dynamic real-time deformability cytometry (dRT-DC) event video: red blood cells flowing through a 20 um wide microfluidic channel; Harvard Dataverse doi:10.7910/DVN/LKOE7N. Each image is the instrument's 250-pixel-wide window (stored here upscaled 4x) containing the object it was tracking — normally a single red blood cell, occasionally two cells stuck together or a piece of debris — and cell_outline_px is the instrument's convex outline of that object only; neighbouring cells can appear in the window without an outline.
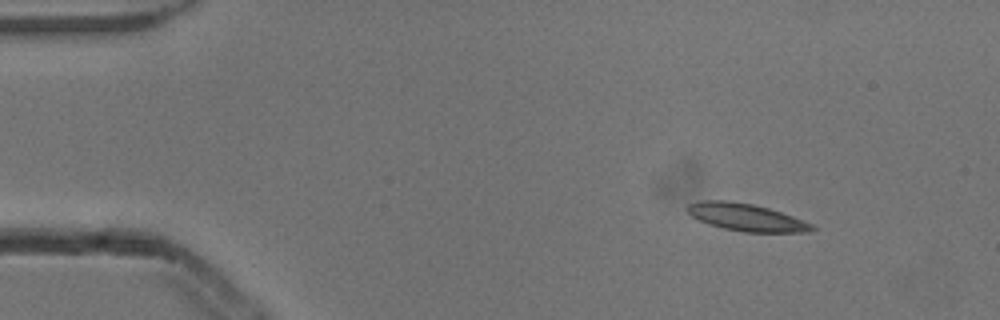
{"species": "common noctule bat (a hibernating species)", "species_latin": "Nyctalus noctula", "temperature_condition": "cold", "stored_images_in_passage": 5, "camera_frame_rate_fps": 3000, "um_per_image_px": 0.085, "animal": {"sex": "male", "body_mass_g": 13.3}, "frame": {"image": 1, "passage_image": 1, "time_ms": 0.0, "image_size_px": [1000, 320], "cell_outline_px": [[816, 228], [808, 232], [744, 232], [724, 228], [708, 224], [692, 216], [688, 212], [688, 204], [704, 200], [728, 200], [752, 204], [768, 208], [792, 216], [812, 224]], "centroid_in_image_um": [63.43, 18.47], "position_along_channel_um": 21.6, "area_um2": 19.59}}
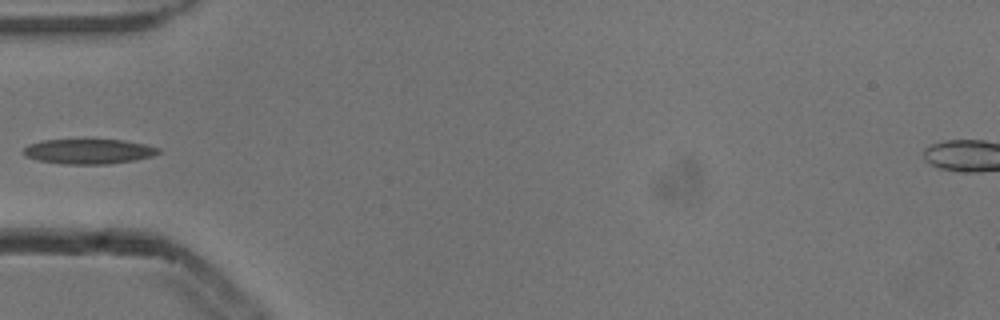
{"frame": {"image": 2, "passage_image": 4, "time_ms": 1.0, "image_size_px": [1000, 320], "cell_outline_px": [[160, 152], [152, 156], [136, 160], [108, 164], [68, 164], [40, 160], [24, 156], [24, 148], [28, 144], [44, 140], [124, 140], [144, 144], [160, 148]], "centroid_in_image_um": [7.56, 12.87], "position_along_channel_um": 77.4, "area_um2": 19.42}}
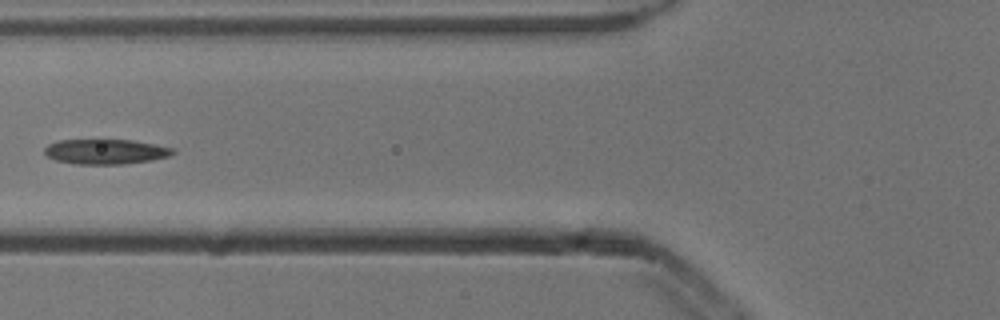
{"frame": {"image": 3, "passage_image": 5, "time_ms": 1.333, "image_size_px": [1000, 320], "cell_outline_px": [[176, 152], [168, 156], [152, 160], [124, 164], [76, 164], [56, 160], [48, 156], [44, 152], [44, 148], [48, 144], [56, 140], [100, 136], [132, 140], [156, 144], [176, 148]], "centroid_in_image_um": [8.96, 12.82], "position_along_channel_um": 116.8, "area_um2": 19.88}}